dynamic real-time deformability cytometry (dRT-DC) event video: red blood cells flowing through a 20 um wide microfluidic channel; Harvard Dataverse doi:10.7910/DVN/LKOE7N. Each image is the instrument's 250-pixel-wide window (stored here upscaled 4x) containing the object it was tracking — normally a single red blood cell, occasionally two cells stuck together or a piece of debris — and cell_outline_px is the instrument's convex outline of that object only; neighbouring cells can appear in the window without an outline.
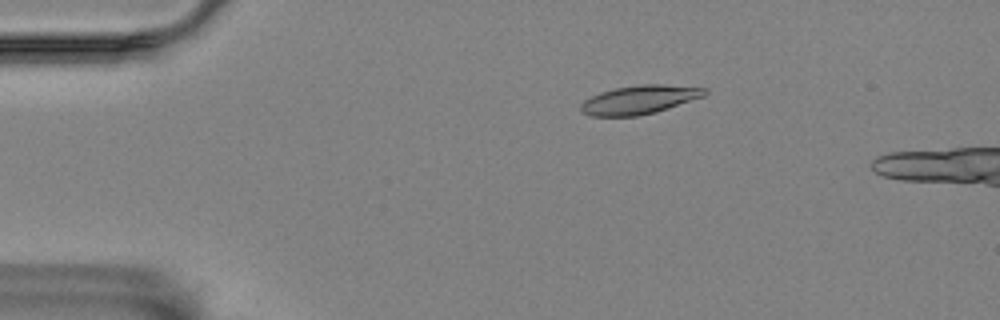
{"species": "Egyptian fruit bat (a non-hibernating species)", "species_latin": "Rousettus aegyptiacus", "temperature_condition": "room temperature", "stored_images_in_passage": 12, "camera_frame_rate_fps": 3000, "um_per_image_px": 0.085, "animal": {"sex": "female"}, "frame": {"image": 1, "passage_image": 7, "time_ms": 2.0, "image_size_px": [1000, 320], "cell_outline_px": [[708, 92], [704, 96], [656, 112], [636, 116], [592, 116], [580, 112], [580, 104], [584, 100], [600, 92], [616, 88], [640, 84], [664, 84], [708, 88]], "centroid_in_image_um": [54.35, 8.47], "position_along_channel_um": 30.7, "area_um2": 20.75}}